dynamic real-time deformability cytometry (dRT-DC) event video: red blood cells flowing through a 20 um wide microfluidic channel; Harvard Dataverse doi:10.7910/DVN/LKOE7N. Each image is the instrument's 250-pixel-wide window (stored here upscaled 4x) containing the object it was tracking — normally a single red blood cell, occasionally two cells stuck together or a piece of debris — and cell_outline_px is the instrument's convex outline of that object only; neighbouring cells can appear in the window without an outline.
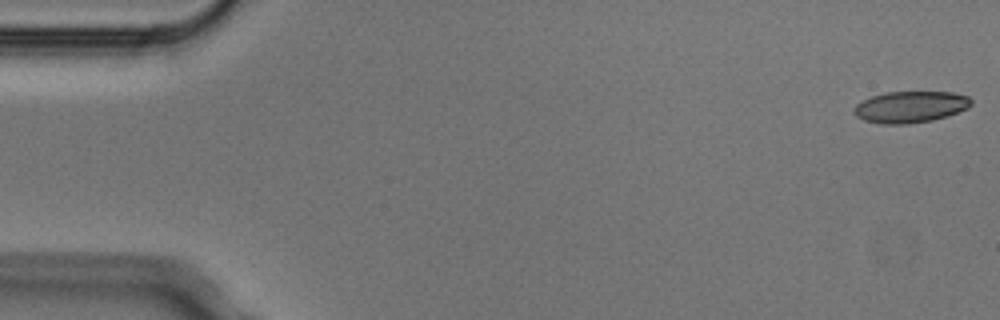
{"species": "Egyptian fruit bat (a non-hibernating species)", "species_latin": "Rousettus aegyptiacus", "temperature_condition": "cold", "stored_images_in_passage": 4, "camera_frame_rate_fps": 3000, "um_per_image_px": 0.085, "animal": {"sex": "male"}, "frame": {"image": 1, "passage_image": 1, "time_ms": 0.0, "image_size_px": [1000, 320], "cell_outline_px": [[972, 104], [968, 108], [948, 116], [932, 120], [908, 124], [880, 124], [864, 120], [856, 116], [852, 112], [852, 108], [856, 104], [872, 96], [888, 92], [952, 92], [968, 96], [972, 100]], "centroid_in_image_um": [77.38, 9.09], "position_along_channel_um": 7.6, "area_um2": 21.62}}
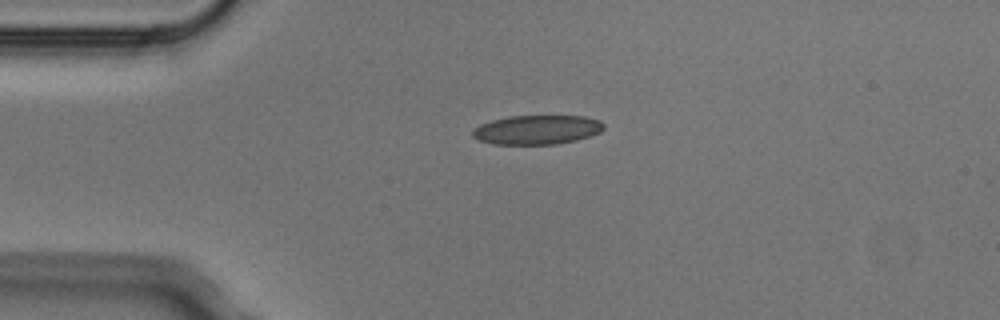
{"frame": {"image": 2, "passage_image": 3, "time_ms": 0.667, "image_size_px": [1000, 320], "cell_outline_px": [[604, 128], [600, 132], [576, 140], [556, 144], [492, 144], [480, 140], [472, 136], [472, 132], [480, 124], [492, 120], [508, 116], [584, 116], [600, 120], [604, 124]], "centroid_in_image_um": [45.65, 11.02], "position_along_channel_um": 39.3, "area_um2": 22.25}}